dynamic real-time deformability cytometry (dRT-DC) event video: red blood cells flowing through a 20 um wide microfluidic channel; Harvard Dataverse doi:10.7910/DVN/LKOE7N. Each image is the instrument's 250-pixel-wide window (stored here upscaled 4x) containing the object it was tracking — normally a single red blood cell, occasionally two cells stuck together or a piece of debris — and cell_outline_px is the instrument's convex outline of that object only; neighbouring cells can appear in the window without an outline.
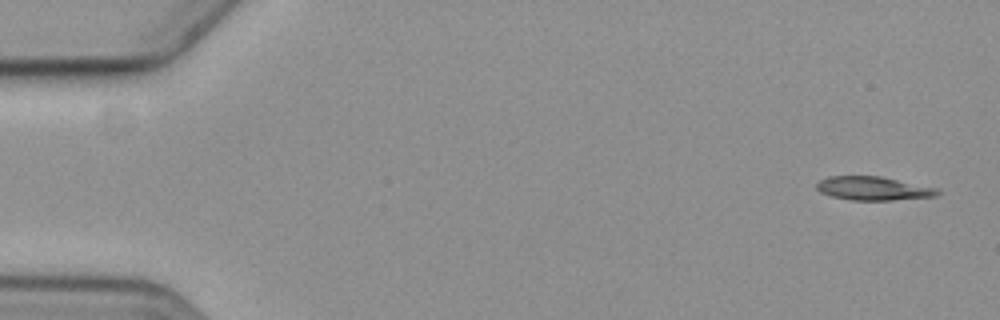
{"species": "common noctule bat (a hibernating species)", "species_latin": "Nyctalus noctula", "temperature_condition": "cold", "stored_images_in_passage": 8, "camera_frame_rate_fps": 3000, "um_per_image_px": 0.085, "animal": {"sex": "female", "body_mass_g": 19.3, "forearm_length_mm": 54.1}, "frame": {"image": 1, "passage_image": 1, "time_ms": 0.0, "image_size_px": [1000, 320], "cell_outline_px": [[940, 192], [936, 196], [892, 200], [852, 200], [832, 196], [820, 192], [816, 188], [816, 184], [820, 180], [828, 176], [880, 176], [940, 188]], "centroid_in_image_um": [74.25, 16.01], "position_along_channel_um": 10.7, "area_um2": 16.7}}
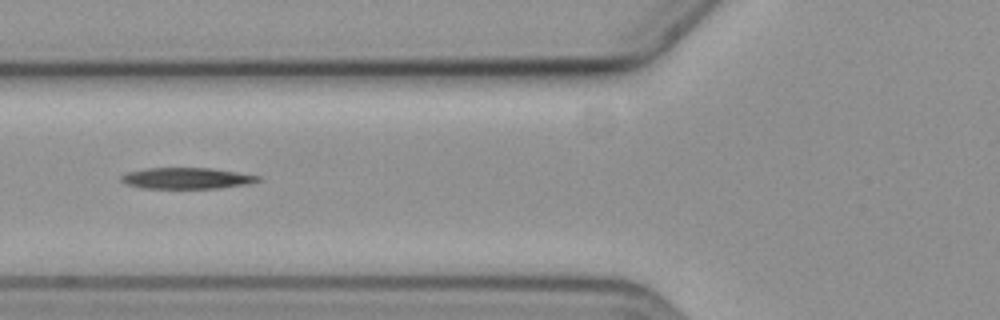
{"frame": {"image": 2, "passage_image": 7, "time_ms": 6.667, "image_size_px": [1000, 320], "cell_outline_px": [[264, 180], [248, 184], [216, 188], [140, 188], [128, 184], [120, 180], [120, 176], [128, 172], [148, 168], [212, 168], [260, 176]], "centroid_in_image_um": [15.9, 15.15], "position_along_channel_um": 109.9, "area_um2": 16.82}}
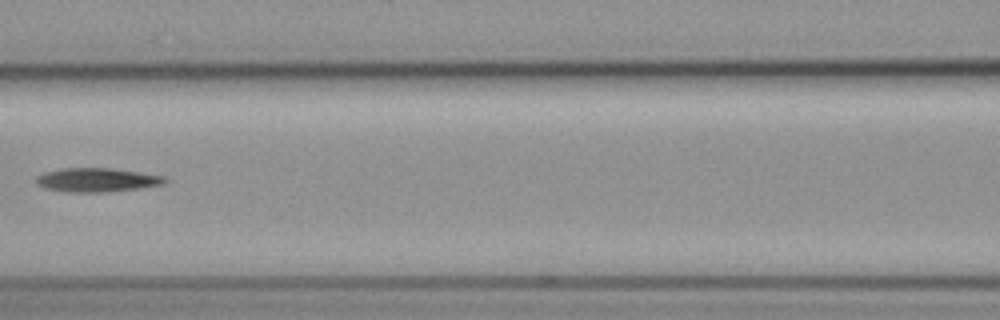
{"frame": {"image": 3, "passage_image": 8, "time_ms": 8.0, "image_size_px": [1000, 320], "cell_outline_px": [[168, 180], [164, 184], [140, 188], [104, 192], [64, 192], [44, 188], [36, 184], [36, 176], [44, 172], [64, 168], [112, 168], [140, 172], [164, 176]], "centroid_in_image_um": [8.22, 15.29], "position_along_channel_um": 158.4, "area_um2": 18.03}}